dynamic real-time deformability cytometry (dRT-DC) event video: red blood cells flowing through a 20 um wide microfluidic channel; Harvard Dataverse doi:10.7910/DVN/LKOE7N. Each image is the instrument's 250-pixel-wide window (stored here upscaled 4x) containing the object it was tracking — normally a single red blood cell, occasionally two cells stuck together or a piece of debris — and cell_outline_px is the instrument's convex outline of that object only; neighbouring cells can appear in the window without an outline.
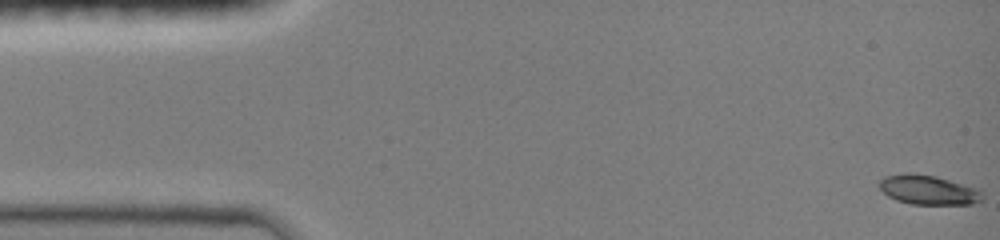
{"species": "common noctule bat (a hibernating species)", "species_latin": "Nyctalus noctula", "temperature_condition": "room temperature", "stored_images_in_passage": 32, "camera_frame_rate_fps": 3000, "um_per_image_px": 0.085, "animal": {"sex": "female", "body_mass_g": 19.0, "forearm_length_mm": 51.5}, "frame": {"image": 1, "passage_image": 1, "time_ms": 0.0, "image_size_px": [1000, 240], "cell_outline_px": [[980, 200], [972, 204], [912, 204], [896, 200], [888, 196], [880, 188], [880, 180], [888, 176], [936, 176], [972, 188], [980, 192]], "centroid_in_image_um": [78.88, 16.2], "position_along_channel_um": 6.1, "area_um2": 16.36}}
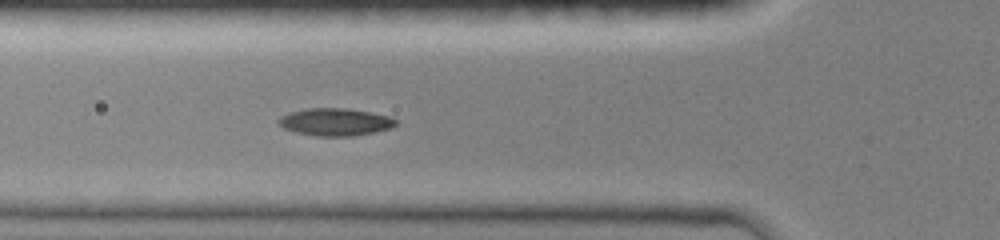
{"frame": {"image": 2, "passage_image": 22, "time_ms": 5.333, "image_size_px": [1000, 240], "cell_outline_px": [[396, 124], [388, 128], [372, 132], [352, 136], [316, 136], [296, 132], [284, 128], [276, 120], [280, 116], [292, 112], [308, 108], [344, 108], [368, 112], [388, 116], [396, 120]], "centroid_in_image_um": [28.44, 10.37], "position_along_channel_um": 97.4, "area_um2": 18.38}}
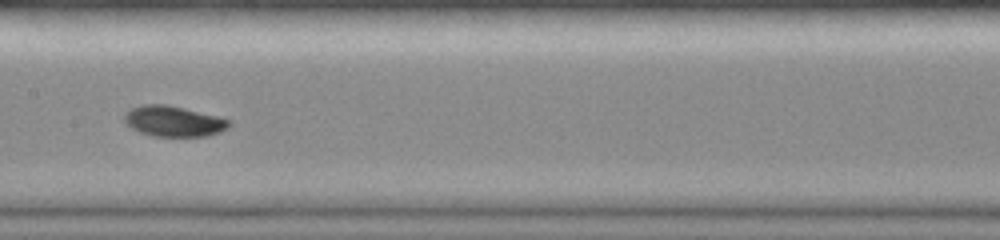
{"frame": {"image": 3, "passage_image": 31, "time_ms": 7.667, "image_size_px": [1000, 240], "cell_outline_px": [[232, 124], [228, 128], [220, 132], [208, 136], [152, 136], [140, 132], [132, 128], [124, 120], [124, 116], [132, 108], [140, 104], [164, 104], [216, 116], [228, 120]], "centroid_in_image_um": [14.75, 10.31], "position_along_channel_um": 192.6, "area_um2": 18.38}}